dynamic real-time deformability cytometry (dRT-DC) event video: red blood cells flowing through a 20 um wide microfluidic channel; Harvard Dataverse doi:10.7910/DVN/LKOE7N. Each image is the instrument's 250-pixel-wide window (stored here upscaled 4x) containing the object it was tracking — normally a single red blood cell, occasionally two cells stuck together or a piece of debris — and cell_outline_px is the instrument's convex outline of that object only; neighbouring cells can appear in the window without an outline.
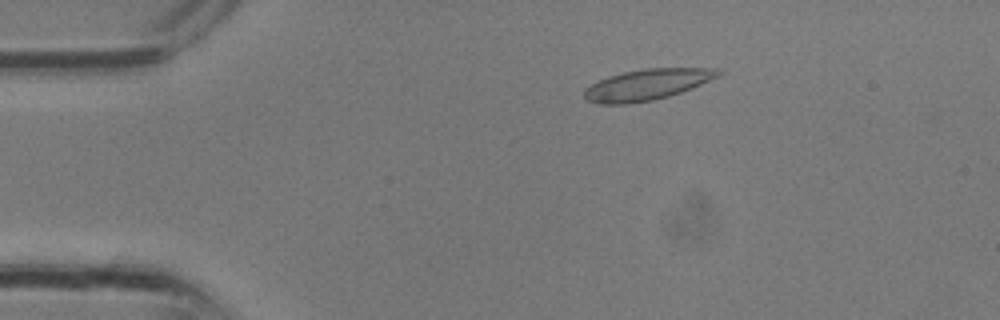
{"species": "common noctule bat (a hibernating species)", "species_latin": "Nyctalus noctula", "temperature_condition": "room temperature", "stored_images_in_passage": 28, "camera_frame_rate_fps": 3000, "um_per_image_px": 0.085, "animal": {"sex": "male", "body_mass_g": 13.3}, "frame": {"image": 1, "passage_image": 3, "time_ms": 0.667, "image_size_px": [1000, 320], "cell_outline_px": [[724, 72], [720, 76], [692, 88], [668, 96], [652, 100], [628, 104], [600, 104], [588, 100], [584, 96], [584, 88], [608, 76], [624, 72], [644, 68], [720, 68]], "centroid_in_image_um": [55.04, 7.18], "position_along_channel_um": 30.0, "area_um2": 24.16}}
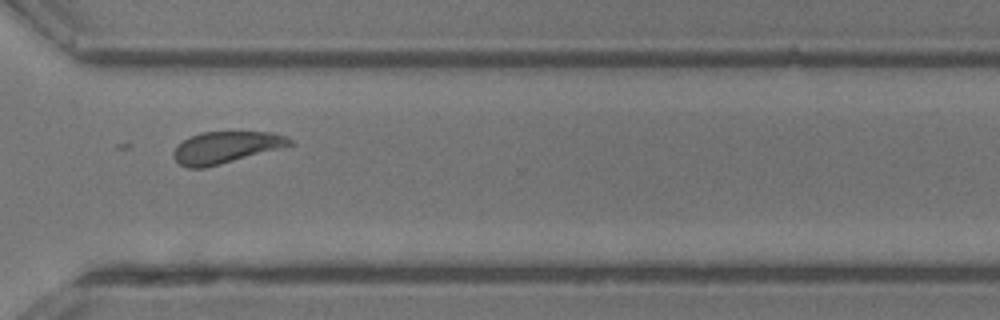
{"frame": {"image": 2, "passage_image": 20, "time_ms": 6.333, "image_size_px": [1000, 320], "cell_outline_px": [[296, 144], [220, 164], [204, 168], [188, 168], [180, 164], [172, 156], [172, 152], [176, 144], [188, 136], [200, 132], [272, 132], [284, 136], [292, 140]], "centroid_in_image_um": [19.15, 12.52], "position_along_channel_um": 351.5, "area_um2": 21.62}}
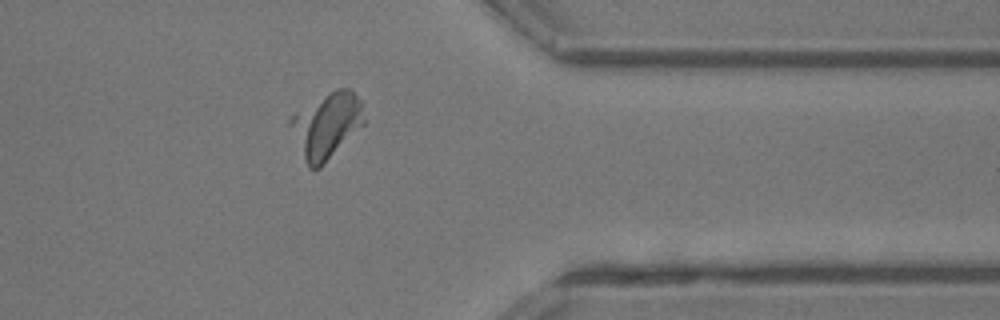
{"frame": {"image": 3, "passage_image": 22, "time_ms": 7.0, "image_size_px": [1000, 320], "cell_outline_px": [[364, 124], [320, 168], [308, 168], [288, 124], [288, 120], [292, 116], [332, 92], [340, 88], [352, 88], [360, 100], [364, 120]], "centroid_in_image_um": [27.77, 10.69], "position_along_channel_um": 383.6, "area_um2": 27.17}}